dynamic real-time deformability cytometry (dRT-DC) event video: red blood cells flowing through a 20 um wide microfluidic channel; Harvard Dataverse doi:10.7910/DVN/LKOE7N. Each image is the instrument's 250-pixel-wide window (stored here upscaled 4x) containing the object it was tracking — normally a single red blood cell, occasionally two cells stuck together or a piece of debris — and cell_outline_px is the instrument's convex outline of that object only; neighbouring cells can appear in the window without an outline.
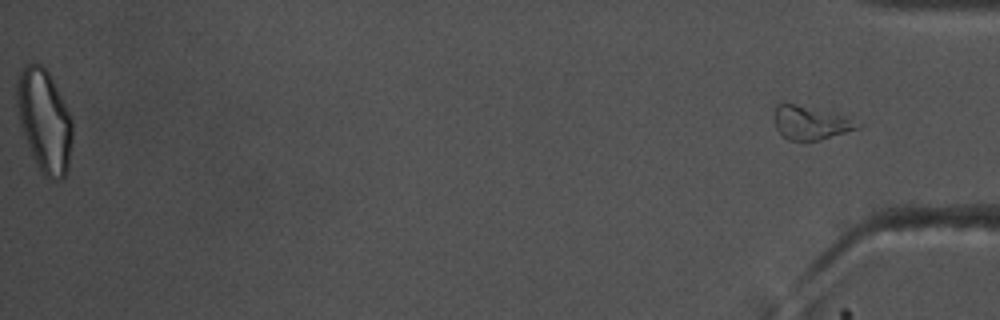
{"species": "common noctule bat (a hibernating species)", "species_latin": "Nyctalus noctula", "temperature_condition": "warm", "stored_images_in_passage": 54, "segment_of_instrument_passage": [2, 2], "camera_frame_rate_fps": 3000, "um_per_image_px": 0.085, "animal": {"sex": "male", "body_mass_g": 17.5, "forearm_length_mm": 52.3}, "frame": {"image": 1, "passage_image": 54, "time_ms": 17.667, "image_size_px": [1000, 320], "cell_outline_px": [[864, 124], [860, 128], [820, 140], [788, 140], [776, 128], [772, 116], [772, 112], [776, 104], [796, 104], [848, 116]], "centroid_in_image_um": [68.91, 10.43], "position_along_channel_um": 366.3, "area_um2": 16.53}}